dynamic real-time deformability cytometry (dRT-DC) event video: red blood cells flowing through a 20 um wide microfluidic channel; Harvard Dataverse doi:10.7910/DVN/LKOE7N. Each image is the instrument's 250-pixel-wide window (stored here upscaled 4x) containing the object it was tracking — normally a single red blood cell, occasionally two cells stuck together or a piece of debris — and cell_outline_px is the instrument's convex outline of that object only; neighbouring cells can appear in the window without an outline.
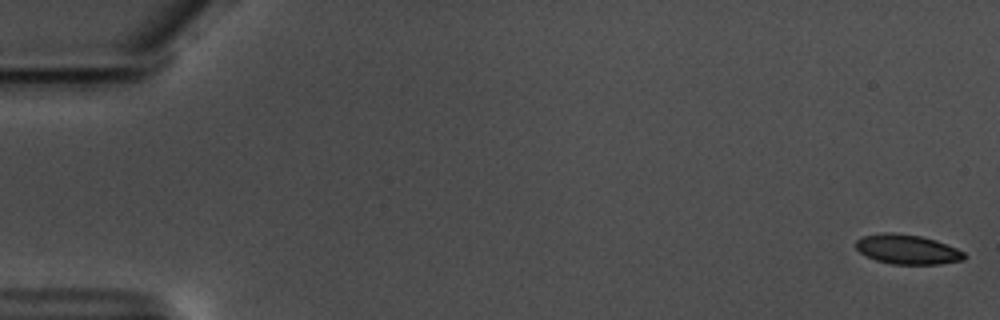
{"species": "common noctule bat (a hibernating species)", "species_latin": "Nyctalus noctula", "temperature_condition": "warm", "stored_images_in_passage": 58, "camera_frame_rate_fps": 3000, "um_per_image_px": 0.085, "animal": {"sex": "male", "body_mass_g": 17.5, "forearm_length_mm": 52.3}, "frame": {"image": 1, "passage_image": 1, "time_ms": 0.0, "image_size_px": [1000, 320], "cell_outline_px": [[968, 256], [964, 260], [940, 264], [892, 264], [876, 260], [860, 252], [856, 248], [856, 240], [864, 236], [884, 232], [892, 232], [920, 236], [936, 240], [956, 248], [964, 252]], "centroid_in_image_um": [77.16, 21.2], "position_along_channel_um": 7.8, "area_um2": 18.67}}
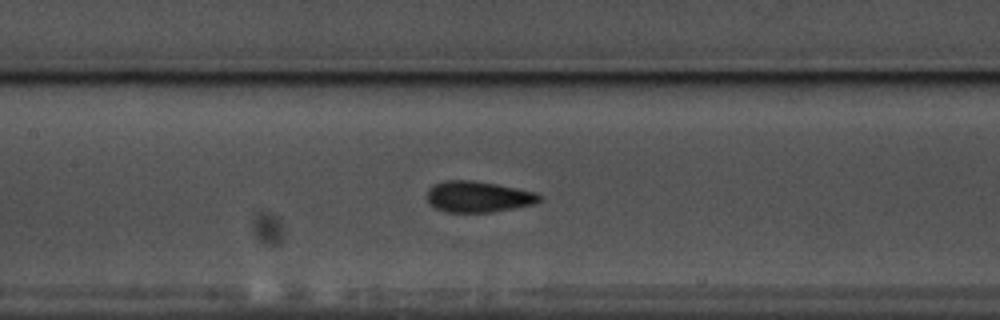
{"frame": {"image": 2, "passage_image": 28, "time_ms": 9.0, "image_size_px": [1000, 320], "cell_outline_px": [[544, 200], [536, 204], [516, 208], [492, 212], [444, 212], [428, 204], [428, 188], [436, 184], [448, 180], [472, 180], [496, 184], [536, 192]], "centroid_in_image_um": [40.68, 16.73], "position_along_channel_um": 166.7, "area_um2": 20.46}}
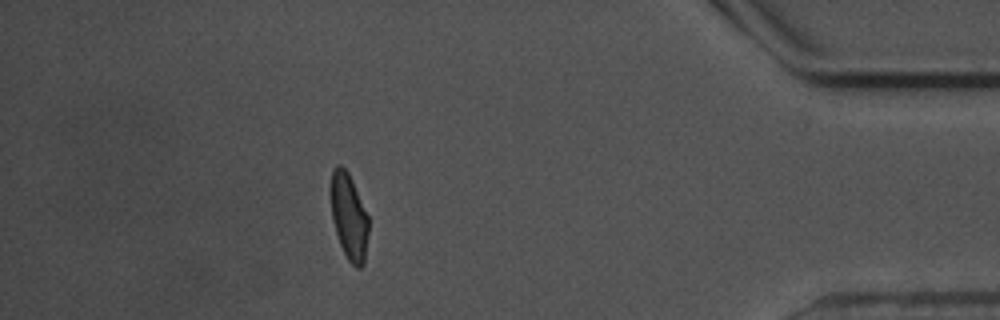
{"frame": {"image": 3, "passage_image": 52, "time_ms": 17.0, "image_size_px": [1000, 320], "cell_outline_px": [[368, 232], [364, 264], [360, 268], [356, 268], [348, 260], [340, 244], [332, 220], [328, 192], [328, 188], [332, 172], [336, 164], [340, 164], [348, 172], [352, 180], [368, 216]], "centroid_in_image_um": [29.61, 18.36], "position_along_channel_um": 405.6, "area_um2": 19.31}, "authors_computed_cell_mechanics": {"area_um2": 19.7098, "velocity_mm_per_s": 3.5463, "shape_relaxation_time_tau1_ms": 4.634, "shape_relaxation_time_tau2_ms": 1.0768, "deformation_change_tau1": 0.123, "deformation_change_tau2": 0.0591}}